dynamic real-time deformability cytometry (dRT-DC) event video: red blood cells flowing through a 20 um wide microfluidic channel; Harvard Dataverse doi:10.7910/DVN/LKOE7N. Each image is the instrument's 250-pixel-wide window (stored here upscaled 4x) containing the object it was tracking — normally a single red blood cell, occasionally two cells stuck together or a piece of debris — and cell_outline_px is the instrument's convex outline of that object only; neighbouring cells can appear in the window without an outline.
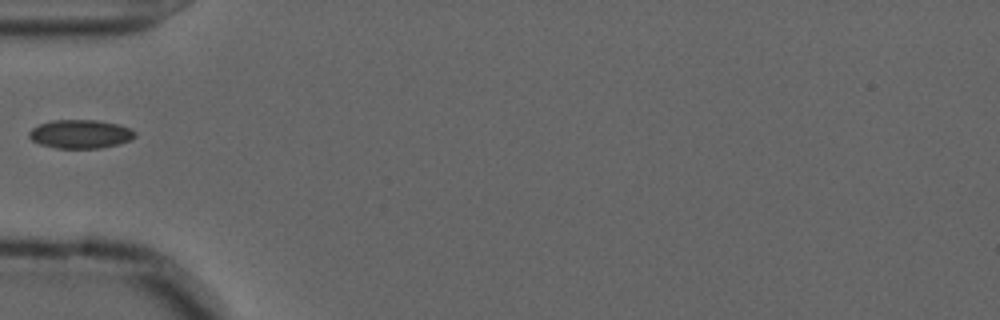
{"species": "common noctule bat (a hibernating species)", "species_latin": "Nyctalus noctula", "temperature_condition": "cold", "stored_images_in_passage": 5, "camera_frame_rate_fps": 3000, "um_per_image_px": 0.085, "animal": {"sex": "male", "forearm_length_mm": 52.5}, "frame": {"image": 1, "passage_image": 1, "time_ms": 0.0, "image_size_px": [1000, 320], "cell_outline_px": [[136, 136], [132, 140], [100, 148], [56, 148], [40, 144], [32, 140], [28, 136], [28, 132], [32, 128], [40, 124], [52, 120], [96, 120], [120, 124], [136, 132]], "centroid_in_image_um": [6.83, 11.39], "position_along_channel_um": 78.2, "area_um2": 17.69}}